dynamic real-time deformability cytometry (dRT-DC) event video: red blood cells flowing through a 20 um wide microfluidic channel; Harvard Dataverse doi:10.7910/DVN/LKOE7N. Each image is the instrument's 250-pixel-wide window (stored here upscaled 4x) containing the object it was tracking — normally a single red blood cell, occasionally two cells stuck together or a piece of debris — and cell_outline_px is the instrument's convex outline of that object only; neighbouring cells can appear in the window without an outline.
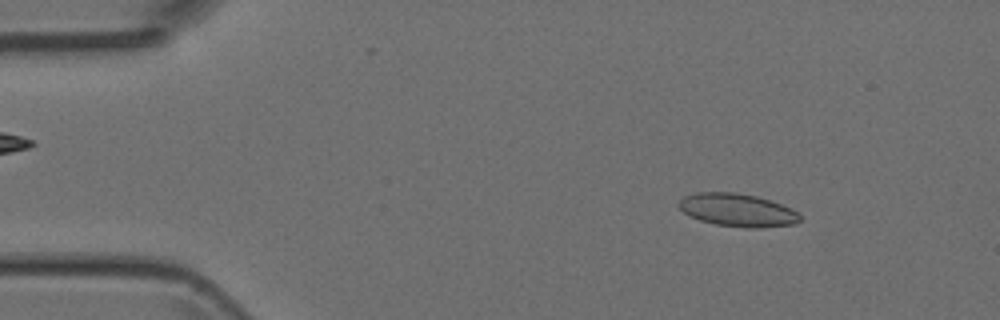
{"species": "Egyptian fruit bat (a non-hibernating species)", "species_latin": "Rousettus aegyptiacus", "temperature_condition": "room temperature", "stored_images_in_passage": 46, "camera_frame_rate_fps": 3000, "um_per_image_px": 0.085, "animal": {"sex": "female"}, "frame": {"image": 1, "passage_image": 4, "time_ms": 1.0, "image_size_px": [1000, 320], "cell_outline_px": [[800, 220], [796, 224], [760, 228], [748, 228], [716, 224], [700, 220], [688, 216], [676, 204], [684, 196], [696, 192], [736, 192], [756, 196], [792, 208], [800, 216]], "centroid_in_image_um": [62.66, 17.85], "position_along_channel_um": 22.3, "area_um2": 23.29}}
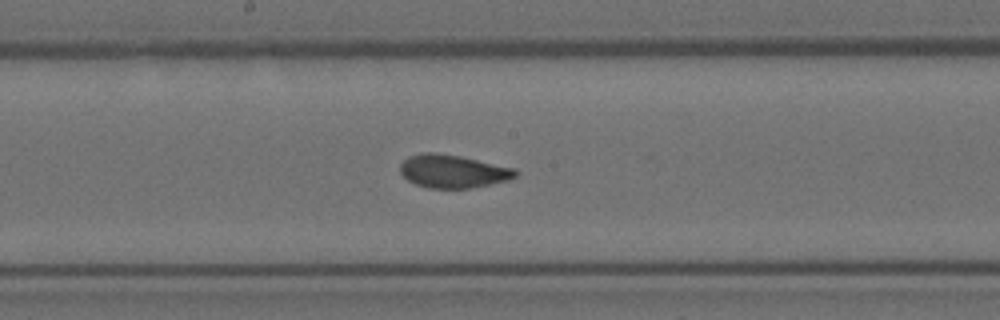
{"frame": {"image": 2, "passage_image": 23, "time_ms": 7.333, "image_size_px": [1000, 320], "cell_outline_px": [[520, 172], [516, 176], [508, 180], [472, 188], [428, 188], [416, 184], [408, 180], [400, 172], [400, 164], [408, 156], [424, 152], [436, 152], [460, 156], [516, 168]], "centroid_in_image_um": [38.51, 14.55], "position_along_channel_um": 209.7, "area_um2": 22.37}}
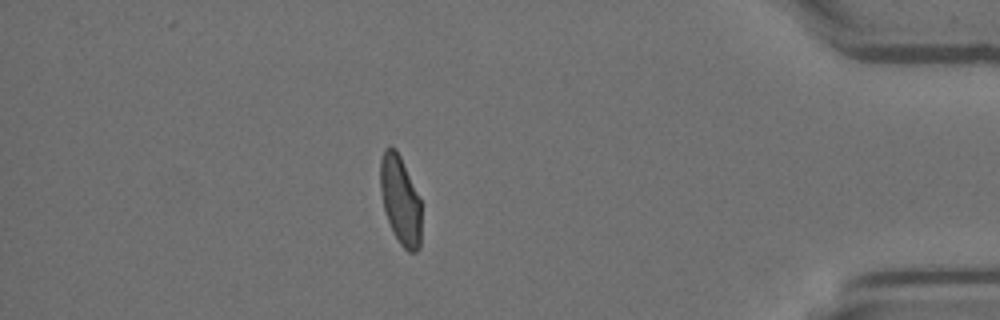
{"frame": {"image": 3, "passage_image": 40, "time_ms": 13.0, "image_size_px": [1000, 320], "cell_outline_px": [[420, 248], [416, 252], [408, 252], [400, 244], [384, 212], [380, 188], [380, 160], [384, 148], [388, 144], [396, 148], [400, 156], [420, 200]], "centroid_in_image_um": [34.0, 16.98], "position_along_channel_um": 401.2, "area_um2": 21.04}}